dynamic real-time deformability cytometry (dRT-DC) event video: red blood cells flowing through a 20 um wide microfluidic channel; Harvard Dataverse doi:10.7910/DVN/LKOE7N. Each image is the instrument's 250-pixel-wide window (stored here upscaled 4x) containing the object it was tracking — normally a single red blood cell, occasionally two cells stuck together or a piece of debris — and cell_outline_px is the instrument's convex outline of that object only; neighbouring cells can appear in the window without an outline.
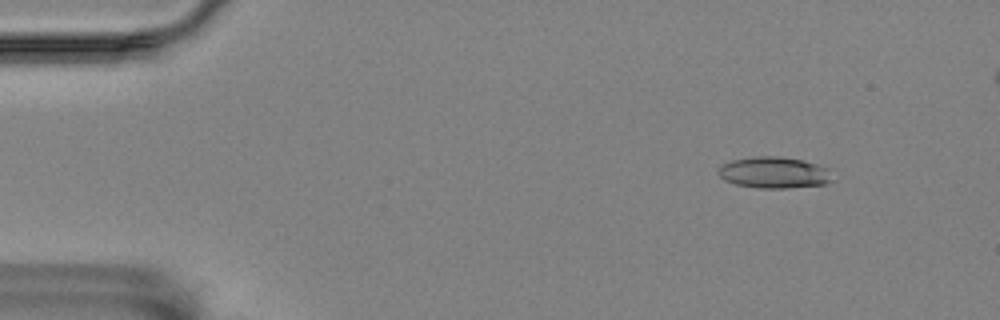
{"species": "Egyptian fruit bat (a non-hibernating species)", "species_latin": "Rousettus aegyptiacus", "temperature_condition": "room temperature", "stored_images_in_passage": 4, "camera_frame_rate_fps": 3000, "um_per_image_px": 0.085, "animal": {"sex": "female"}, "frame": {"image": 1, "passage_image": 4, "time_ms": 6.0, "image_size_px": [1000, 320], "cell_outline_px": [[832, 180], [824, 184], [788, 188], [760, 188], [736, 184], [724, 180], [716, 172], [720, 164], [732, 160], [756, 156], [776, 156], [800, 160], [816, 164], [828, 168]], "centroid_in_image_um": [65.74, 14.67], "position_along_channel_um": 19.3, "area_um2": 20.75}}